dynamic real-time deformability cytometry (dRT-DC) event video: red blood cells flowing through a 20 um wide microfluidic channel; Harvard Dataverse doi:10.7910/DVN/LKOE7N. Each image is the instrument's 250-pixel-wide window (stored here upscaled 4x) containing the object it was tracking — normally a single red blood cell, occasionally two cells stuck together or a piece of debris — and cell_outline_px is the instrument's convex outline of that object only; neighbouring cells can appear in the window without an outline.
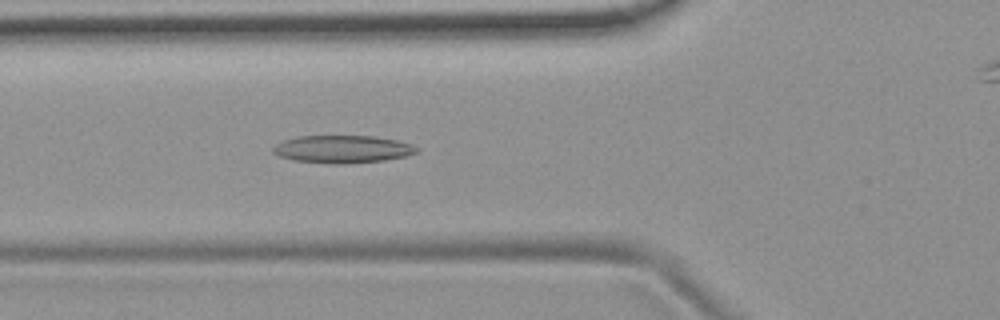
{"species": "common noctule bat (a hibernating species)", "species_latin": "Nyctalus noctula", "temperature_condition": "room temperature", "stored_images_in_passage": 49, "camera_frame_rate_fps": 3000, "um_per_image_px": 0.085, "animal": {"sex": "female", "body_mass_g": 19.9}, "frame": {"image": 1, "passage_image": 14, "time_ms": 4.333, "image_size_px": [1000, 320], "cell_outline_px": [[420, 148], [416, 152], [404, 156], [384, 160], [340, 164], [336, 164], [292, 160], [280, 156], [272, 152], [272, 148], [276, 144], [284, 140], [296, 136], [372, 136], [396, 140], [412, 144]], "centroid_in_image_um": [29.09, 12.67], "position_along_channel_um": 96.7, "area_um2": 23.0}}
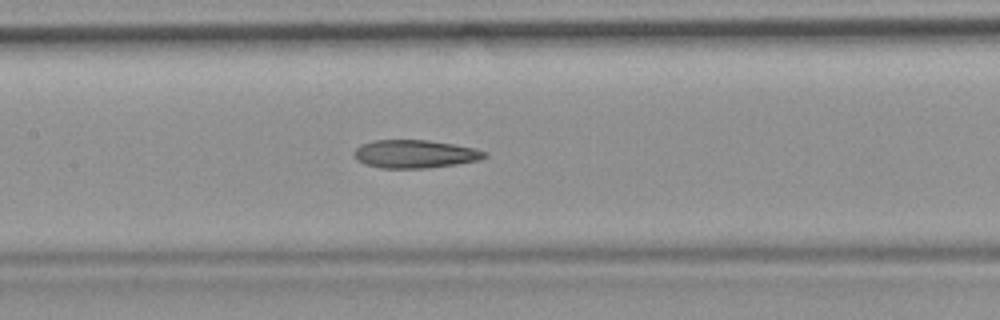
{"frame": {"image": 2, "passage_image": 20, "time_ms": 6.333, "image_size_px": [1000, 320], "cell_outline_px": [[488, 156], [480, 160], [456, 164], [424, 168], [380, 168], [364, 164], [356, 160], [356, 148], [360, 144], [376, 140], [428, 140], [452, 144], [472, 148], [484, 152]], "centroid_in_image_um": [35.24, 13.09], "position_along_channel_um": 172.2, "area_um2": 21.15}}
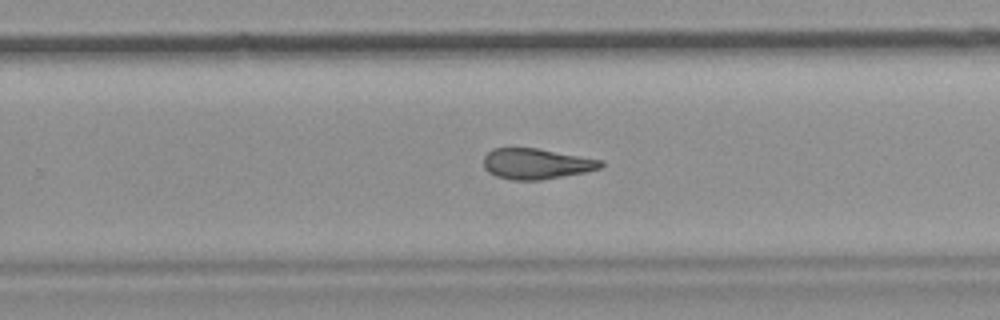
{"frame": {"image": 3, "passage_image": 29, "time_ms": 9.333, "image_size_px": [1000, 320], "cell_outline_px": [[604, 164], [600, 168], [584, 172], [540, 180], [512, 180], [496, 176], [488, 172], [484, 168], [484, 156], [492, 148], [540, 148], [604, 160]], "centroid_in_image_um": [45.59, 13.91], "position_along_channel_um": 284.2, "area_um2": 21.04}}